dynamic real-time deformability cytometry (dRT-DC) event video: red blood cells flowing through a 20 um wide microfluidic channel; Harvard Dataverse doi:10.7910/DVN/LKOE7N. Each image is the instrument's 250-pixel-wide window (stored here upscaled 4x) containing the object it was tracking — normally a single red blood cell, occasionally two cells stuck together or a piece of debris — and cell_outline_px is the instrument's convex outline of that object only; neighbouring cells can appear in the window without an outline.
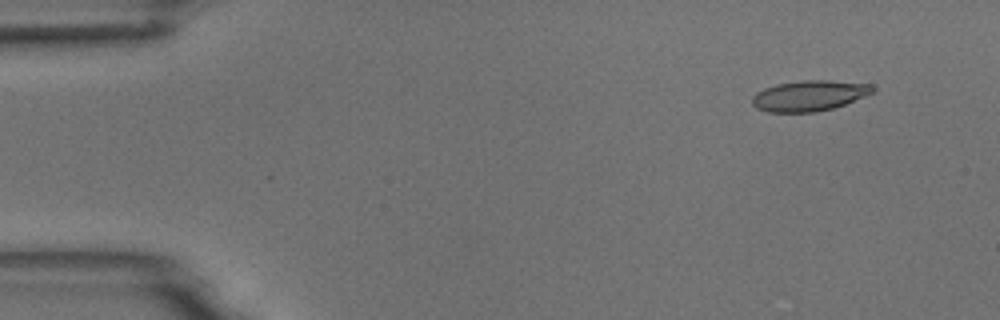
{"species": "common noctule bat (a hibernating species)", "species_latin": "Nyctalus noctula", "temperature_condition": "room temperature", "stored_images_in_passage": 4, "camera_frame_rate_fps": 3000, "um_per_image_px": 0.085, "animal": {"sex": "male", "body_mass_g": 18.8}, "frame": {"image": 1, "passage_image": 1, "time_ms": 0.0, "image_size_px": [1000, 320], "cell_outline_px": [[876, 88], [872, 92], [864, 96], [844, 104], [832, 108], [816, 112], [768, 112], [756, 108], [752, 104], [752, 96], [756, 92], [764, 88], [776, 84], [804, 80], [828, 80], [872, 84]], "centroid_in_image_um": [68.76, 8.13], "position_along_channel_um": 16.2, "area_um2": 21.44}}
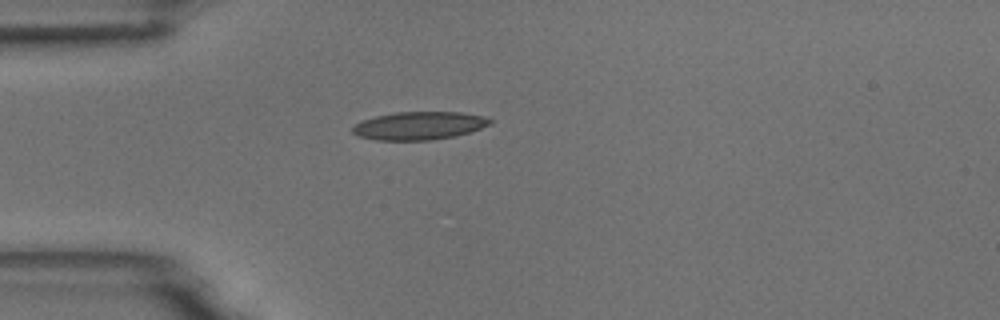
{"frame": {"image": 2, "passage_image": 4, "time_ms": 1.0, "image_size_px": [1000, 320], "cell_outline_px": [[492, 124], [456, 136], [428, 140], [376, 140], [356, 136], [352, 132], [352, 128], [356, 124], [364, 120], [376, 116], [396, 112], [460, 112], [484, 116], [492, 120]], "centroid_in_image_um": [35.62, 10.68], "position_along_channel_um": 49.4, "area_um2": 22.37}}